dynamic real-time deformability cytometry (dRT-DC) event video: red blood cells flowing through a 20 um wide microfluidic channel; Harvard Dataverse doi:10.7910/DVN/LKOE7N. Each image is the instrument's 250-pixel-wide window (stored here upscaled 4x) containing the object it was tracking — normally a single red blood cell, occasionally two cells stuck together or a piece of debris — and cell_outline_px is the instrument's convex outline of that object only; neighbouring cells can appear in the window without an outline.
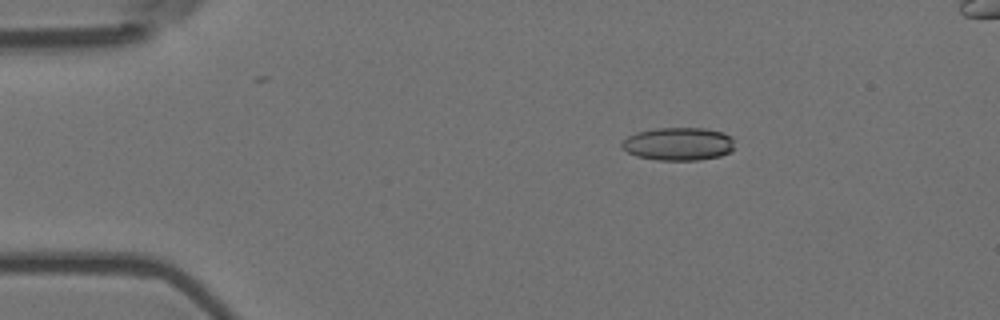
{"species": "Egyptian fruit bat (a non-hibernating species)", "species_latin": "Rousettus aegyptiacus", "temperature_condition": "room temperature", "stored_images_in_passage": 5, "camera_frame_rate_fps": 3000, "um_per_image_px": 0.085, "animal": {"sex": "female"}, "frame": {"image": 1, "passage_image": 3, "time_ms": 0.667, "image_size_px": [1000, 320], "cell_outline_px": [[732, 148], [728, 152], [720, 156], [696, 160], [656, 160], [636, 156], [620, 148], [620, 144], [628, 136], [636, 132], [656, 128], [704, 128], [724, 132], [732, 136]], "centroid_in_image_um": [57.62, 12.23], "position_along_channel_um": 27.4, "area_um2": 21.73}}